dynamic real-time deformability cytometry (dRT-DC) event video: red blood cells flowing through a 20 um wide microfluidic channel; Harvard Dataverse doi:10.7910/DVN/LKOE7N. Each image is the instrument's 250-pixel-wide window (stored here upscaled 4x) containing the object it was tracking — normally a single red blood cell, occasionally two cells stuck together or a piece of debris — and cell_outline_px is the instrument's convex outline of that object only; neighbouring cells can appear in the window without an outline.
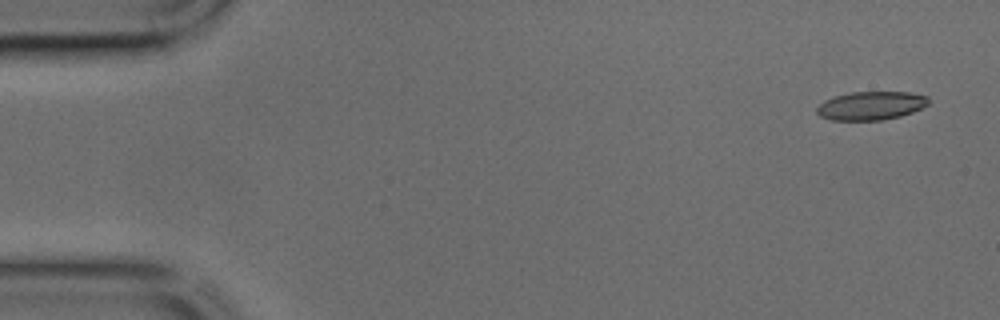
{"species": "common noctule bat (a hibernating species)", "species_latin": "Nyctalus noctula", "temperature_condition": "cold", "stored_images_in_passage": 8, "camera_frame_rate_fps": 3000, "um_per_image_px": 0.085, "animal": {"sex": "male", "body_mass_g": 17.9, "forearm_length_mm": 54.2}, "frame": {"image": 1, "passage_image": 2, "time_ms": 0.333, "image_size_px": [1000, 320], "cell_outline_px": [[928, 104], [912, 112], [900, 116], [880, 120], [832, 120], [820, 116], [816, 112], [816, 108], [824, 100], [836, 96], [852, 92], [908, 92], [928, 96]], "centroid_in_image_um": [74.01, 8.98], "position_along_channel_um": 11.0, "area_um2": 18.38}}